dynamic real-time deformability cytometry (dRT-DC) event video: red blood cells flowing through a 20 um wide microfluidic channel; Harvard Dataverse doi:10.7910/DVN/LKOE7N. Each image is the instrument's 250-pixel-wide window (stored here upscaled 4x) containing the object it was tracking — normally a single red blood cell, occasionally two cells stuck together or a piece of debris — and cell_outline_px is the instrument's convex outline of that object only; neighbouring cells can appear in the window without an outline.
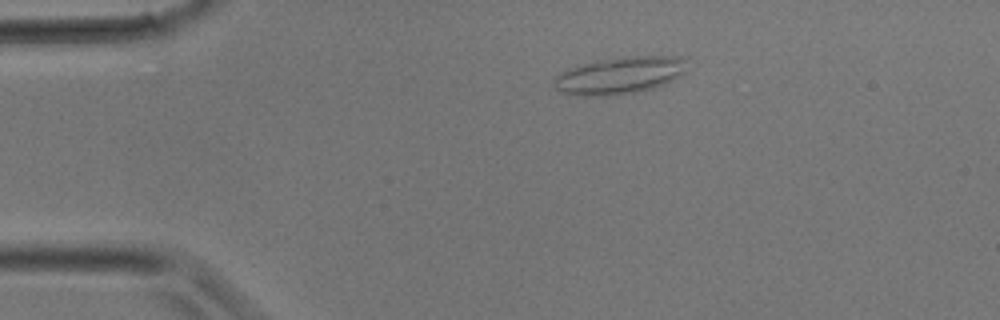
{"species": "common noctule bat (a hibernating species)", "species_latin": "Nyctalus noctula", "temperature_condition": "room temperature", "stored_images_in_passage": 3, "camera_frame_rate_fps": 3000, "um_per_image_px": 0.085, "animal": {"sex": "male", "body_mass_g": 17.9}, "frame": {"image": 1, "passage_image": 3, "time_ms": 0.667, "image_size_px": [1000, 320], "cell_outline_px": [[684, 72], [672, 80], [664, 84], [652, 88], [636, 92], [608, 96], [580, 96], [564, 92], [556, 88], [552, 84], [552, 80], [560, 72], [584, 64], [624, 56], [680, 56], [684, 60]], "centroid_in_image_um": [52.64, 6.42], "position_along_channel_um": 32.4, "area_um2": 28.32}}